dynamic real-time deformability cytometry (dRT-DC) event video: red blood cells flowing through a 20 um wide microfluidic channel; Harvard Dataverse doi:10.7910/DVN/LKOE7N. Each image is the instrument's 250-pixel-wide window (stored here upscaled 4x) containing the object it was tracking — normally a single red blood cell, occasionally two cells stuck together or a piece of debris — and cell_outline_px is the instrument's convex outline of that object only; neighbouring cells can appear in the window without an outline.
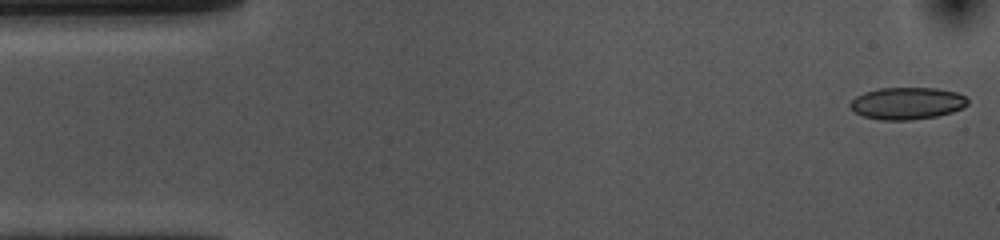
{"species": "common noctule bat (a hibernating species)", "species_latin": "Nyctalus noctula", "temperature_condition": "cold", "stored_images_in_passage": 55, "camera_frame_rate_fps": 3000, "um_per_image_px": 0.085, "animal": {"sex": "female", "body_mass_g": 10.0, "forearm_length_mm": 53.1}, "frame": {"image": 1, "passage_image": 1, "time_ms": 0.0, "image_size_px": [1000, 240], "cell_outline_px": [[968, 104], [964, 108], [952, 112], [936, 116], [912, 120], [880, 120], [864, 116], [856, 112], [848, 104], [856, 96], [864, 92], [880, 88], [936, 88], [956, 92], [964, 96], [968, 100]], "centroid_in_image_um": [77.11, 8.78], "position_along_channel_um": 7.9, "area_um2": 21.96}}
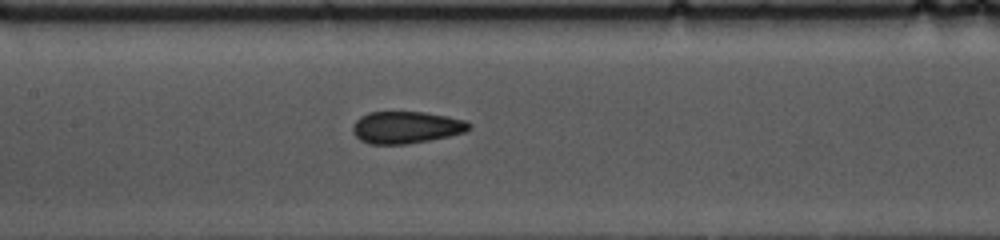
{"frame": {"image": 2, "passage_image": 24, "time_ms": 7.667, "image_size_px": [1000, 240], "cell_outline_px": [[472, 128], [464, 132], [448, 136], [428, 140], [404, 144], [368, 144], [360, 140], [352, 132], [352, 124], [360, 116], [368, 112], [424, 112], [448, 116], [468, 120], [472, 124]], "centroid_in_image_um": [34.53, 10.82], "position_along_channel_um": 172.9, "area_um2": 21.91}}
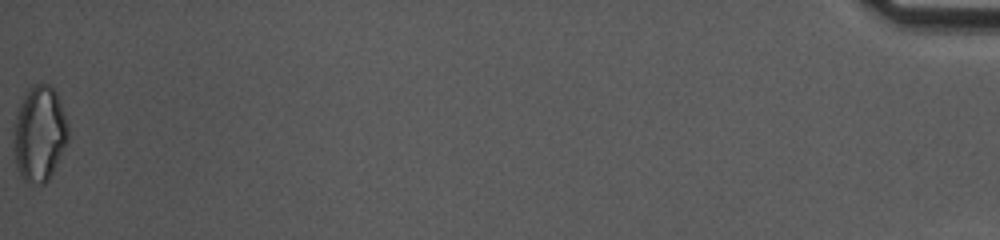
{"frame": {"image": 3, "passage_image": 55, "time_ms": 18.0, "image_size_px": [1000, 240], "cell_outline_px": [[68, 140], [48, 180], [44, 184], [24, 184], [20, 176], [16, 164], [16, 108], [28, 88], [32, 84], [48, 84], [56, 92], [64, 112], [68, 124]], "centroid_in_image_um": [3.37, 11.36], "position_along_channel_um": 431.8, "area_um2": 30.0}, "authors_computed_cell_mechanics": {"area_um2": 22.0796, "velocity_mm_per_s": 3.544, "shape_relaxation_time_tau1_ms": 5.9042, "shape_relaxation_time_tau2_ms": 2.2062, "deformation_change_tau1": 0.1211, "deformation_change_tau2": 0.0834}}